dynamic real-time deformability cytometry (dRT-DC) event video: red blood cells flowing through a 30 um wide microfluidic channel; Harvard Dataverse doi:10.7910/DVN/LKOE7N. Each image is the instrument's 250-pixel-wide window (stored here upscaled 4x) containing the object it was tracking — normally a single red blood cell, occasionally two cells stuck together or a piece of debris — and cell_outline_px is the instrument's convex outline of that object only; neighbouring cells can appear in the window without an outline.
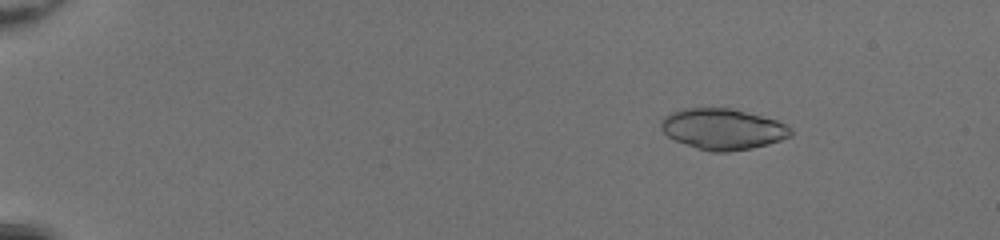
{"species": "common noctule bat (a hibernating species)", "species_latin": "Nyctalus noctula", "temperature_condition": "room temperature", "stored_images_in_passage": 51, "camera_frame_rate_fps": 3000, "um_per_image_px": 0.085, "animal": {"sex": "female", "body_mass_g": 20.0, "forearm_length_mm": 54.0}, "frame": {"image": 1, "passage_image": 8, "time_ms": 2.333, "image_size_px": [1000, 240], "cell_outline_px": [[792, 136], [768, 144], [752, 148], [728, 152], [712, 152], [696, 148], [676, 140], [668, 136], [660, 128], [660, 120], [664, 116], [672, 112], [684, 108], [732, 108], [776, 120], [788, 124], [792, 128]], "centroid_in_image_um": [61.44, 10.97], "position_along_channel_um": 23.6, "area_um2": 31.04}}
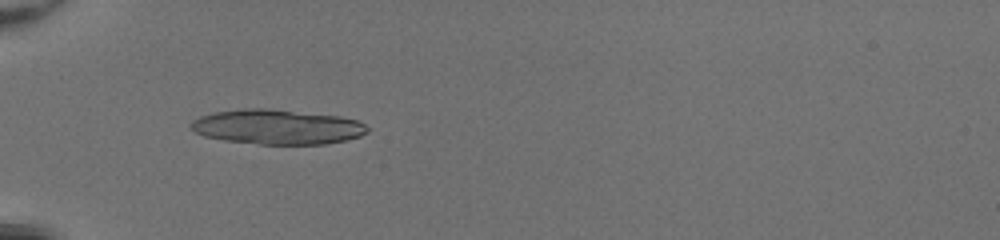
{"frame": {"image": 2, "passage_image": 19, "time_ms": 6.0, "image_size_px": [1000, 240], "cell_outline_px": [[368, 132], [360, 136], [348, 140], [324, 144], [260, 144], [224, 140], [204, 136], [196, 132], [188, 124], [192, 120], [200, 116], [212, 112], [240, 108], [268, 108], [340, 116], [356, 120], [364, 124], [368, 128]], "centroid_in_image_um": [23.54, 10.78], "position_along_channel_um": 61.5, "area_um2": 36.01}}